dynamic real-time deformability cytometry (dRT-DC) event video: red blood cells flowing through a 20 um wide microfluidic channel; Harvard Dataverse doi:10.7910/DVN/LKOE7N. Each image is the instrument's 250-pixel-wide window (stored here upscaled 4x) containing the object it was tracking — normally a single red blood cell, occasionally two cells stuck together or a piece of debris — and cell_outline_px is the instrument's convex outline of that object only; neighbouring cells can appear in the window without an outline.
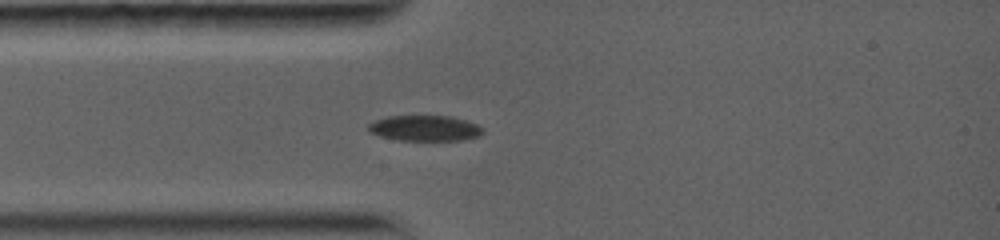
{"species": "common noctule bat (a hibernating species)", "species_latin": "Nyctalus noctula", "temperature_condition": "warm", "stored_images_in_passage": 10, "camera_frame_rate_fps": 5000, "um_per_image_px": 0.085, "animal": {"sex": "female", "body_mass_g": 19.0, "forearm_length_mm": 56.7}, "frame": {"image": 1, "passage_image": 4, "time_ms": 2.8, "image_size_px": [1000, 240], "cell_outline_px": [[484, 132], [480, 136], [460, 140], [400, 140], [380, 136], [368, 132], [368, 124], [376, 120], [388, 116], [452, 116], [476, 124]], "centroid_in_image_um": [36.09, 10.9], "position_along_channel_um": 48.9, "area_um2": 16.94}}
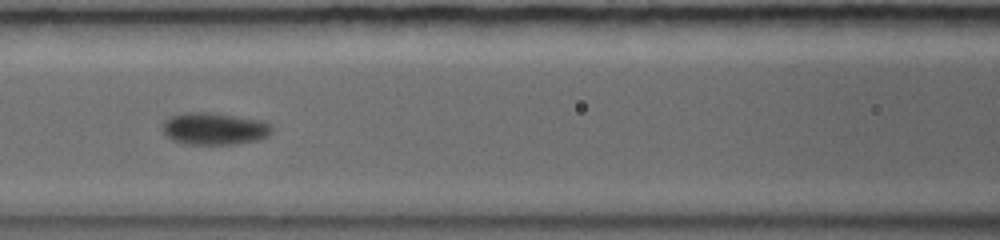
{"frame": {"image": 2, "passage_image": 7, "time_ms": 5.4, "image_size_px": [1000, 240], "cell_outline_px": [[272, 132], [260, 140], [236, 144], [184, 144], [172, 140], [160, 128], [164, 120], [172, 116], [184, 112], [208, 112], [264, 120], [272, 124]], "centroid_in_image_um": [18.23, 10.94], "position_along_channel_um": 148.4, "area_um2": 20.75}}
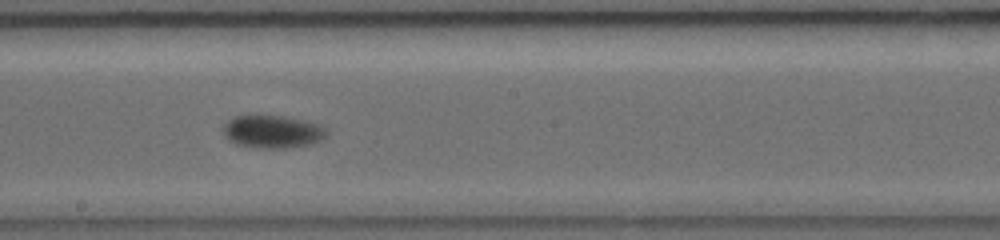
{"frame": {"image": 3, "passage_image": 9, "time_ms": 7.4, "image_size_px": [1000, 240], "cell_outline_px": [[328, 132], [324, 140], [308, 144], [284, 148], [256, 148], [236, 144], [228, 140], [224, 136], [220, 128], [232, 116], [288, 116], [320, 124], [328, 128]], "centroid_in_image_um": [23.16, 11.19], "position_along_channel_um": 225.0, "area_um2": 20.17}}